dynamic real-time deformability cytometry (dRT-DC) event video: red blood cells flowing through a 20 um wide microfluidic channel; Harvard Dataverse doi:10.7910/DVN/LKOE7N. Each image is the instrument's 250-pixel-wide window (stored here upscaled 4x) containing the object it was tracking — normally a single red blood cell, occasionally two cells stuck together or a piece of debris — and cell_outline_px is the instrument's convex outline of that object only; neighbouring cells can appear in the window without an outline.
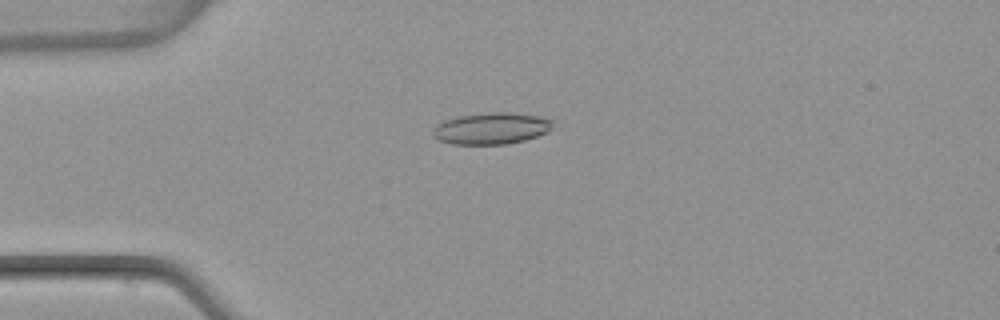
{"species": "common noctule bat (a hibernating species)", "species_latin": "Nyctalus noctula", "temperature_condition": "warm", "stored_images_in_passage": 54, "camera_frame_rate_fps": 3000, "um_per_image_px": 0.085, "animal": {"sex": "female", "body_mass_g": 22.7, "forearm_length_mm": 54.2}, "frame": {"image": 1, "passage_image": 14, "time_ms": 4.333, "image_size_px": [1000, 320], "cell_outline_px": [[556, 120], [552, 128], [548, 132], [524, 140], [504, 144], [452, 144], [440, 140], [432, 136], [432, 132], [444, 120], [456, 116], [492, 112], [516, 112]], "centroid_in_image_um": [41.81, 10.9], "position_along_channel_um": 43.2, "area_um2": 22.08}}
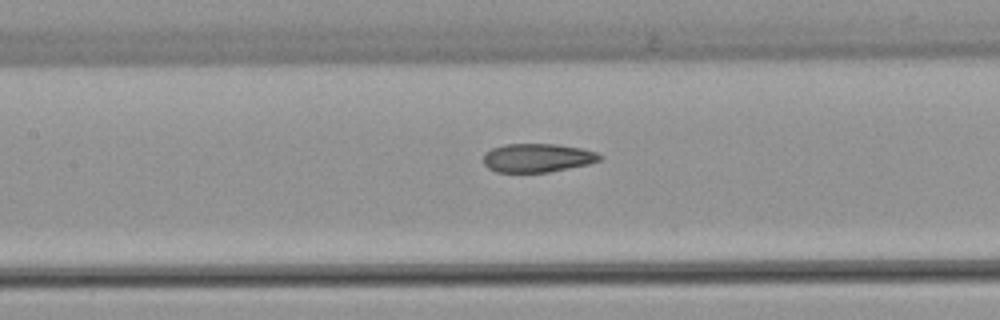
{"frame": {"image": 2, "passage_image": 25, "time_ms": 8.0, "image_size_px": [1000, 320], "cell_outline_px": [[604, 156], [600, 160], [588, 164], [548, 172], [496, 172], [488, 168], [484, 164], [484, 152], [492, 148], [504, 144], [556, 144], [580, 148], [596, 152]], "centroid_in_image_um": [45.66, 13.41], "position_along_channel_um": 161.7, "area_um2": 19.42}}
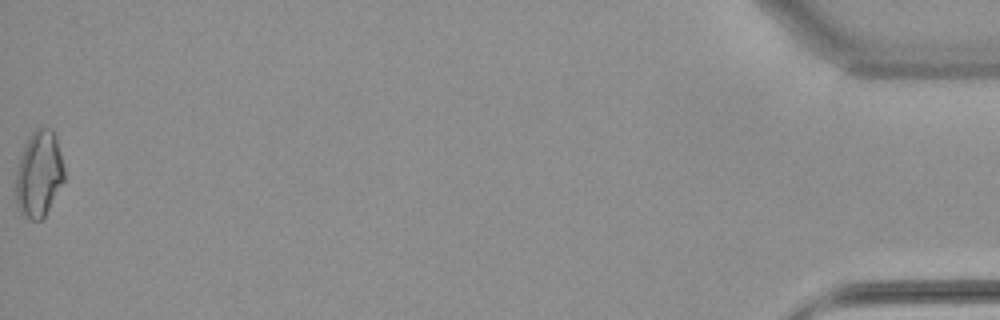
{"frame": {"image": 3, "passage_image": 54, "time_ms": 17.667, "image_size_px": [1000, 320], "cell_outline_px": [[64, 180], [44, 216], [40, 220], [32, 220], [24, 216], [20, 212], [16, 204], [16, 172], [20, 156], [32, 132], [36, 128], [52, 128], [56, 136], [64, 168]], "centroid_in_image_um": [3.31, 14.79], "position_along_channel_um": 431.9, "area_um2": 24.04}, "authors_computed_cell_mechanics": {"area_um2": 20.4901, "velocity_mm_per_s": 3.847, "shape_relaxation_time_tau1_ms": null, "shape_relaxation_time_tau2_ms": 2.1554, "deformation_change_tau1": null, "deformation_change_tau2": 0.0834}}